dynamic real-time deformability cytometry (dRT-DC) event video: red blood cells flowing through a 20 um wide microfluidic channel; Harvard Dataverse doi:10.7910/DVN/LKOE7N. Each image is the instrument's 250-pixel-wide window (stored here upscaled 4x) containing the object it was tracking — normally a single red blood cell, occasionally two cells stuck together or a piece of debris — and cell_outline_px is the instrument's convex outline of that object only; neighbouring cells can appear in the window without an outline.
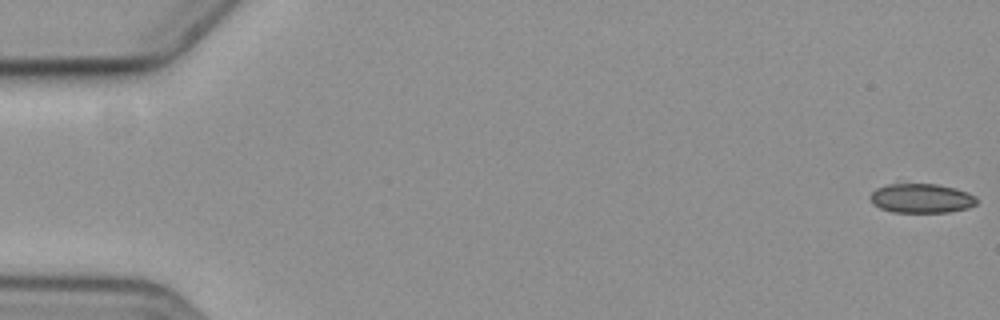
{"species": "common noctule bat (a hibernating species)", "species_latin": "Nyctalus noctula", "temperature_condition": "cold", "stored_images_in_passage": 7, "camera_frame_rate_fps": 3000, "um_per_image_px": 0.085, "animal": {"sex": "female", "body_mass_g": 19.3, "forearm_length_mm": 54.1}, "frame": {"image": 1, "passage_image": 1, "time_ms": 0.0, "image_size_px": [1000, 320], "cell_outline_px": [[976, 204], [968, 208], [948, 212], [892, 212], [880, 208], [872, 204], [872, 192], [876, 188], [888, 184], [936, 184], [956, 188], [968, 192], [976, 196]], "centroid_in_image_um": [78.34, 16.85], "position_along_channel_um": 6.7, "area_um2": 18.15}}
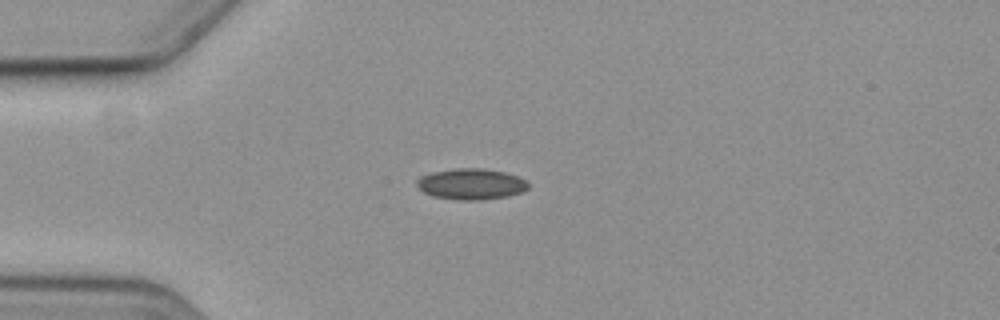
{"frame": {"image": 2, "passage_image": 5, "time_ms": 5.0, "image_size_px": [1000, 320], "cell_outline_px": [[528, 188], [520, 192], [508, 196], [480, 200], [460, 200], [432, 196], [424, 192], [416, 184], [416, 180], [420, 176], [432, 172], [456, 168], [484, 168], [504, 172], [516, 176], [524, 180], [528, 184]], "centroid_in_image_um": [40.01, 15.64], "position_along_channel_um": 45.0, "area_um2": 20.0}}
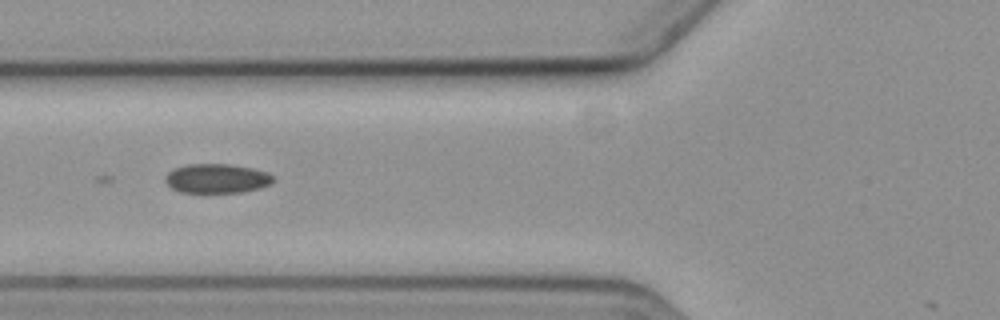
{"frame": {"image": 3, "passage_image": 7, "time_ms": 7.333, "image_size_px": [1000, 320], "cell_outline_px": [[276, 180], [272, 184], [260, 188], [244, 192], [180, 192], [172, 188], [164, 180], [168, 172], [176, 168], [188, 164], [228, 164], [252, 168], [268, 172], [276, 176]], "centroid_in_image_um": [18.5, 15.17], "position_along_channel_um": 107.3, "area_um2": 18.55}}